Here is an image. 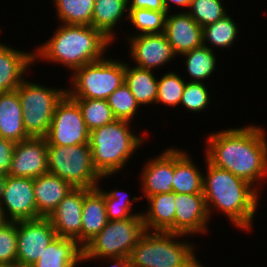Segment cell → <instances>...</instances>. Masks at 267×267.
Instances as JSON below:
<instances>
[{"label": "cell", "mask_w": 267, "mask_h": 267, "mask_svg": "<svg viewBox=\"0 0 267 267\" xmlns=\"http://www.w3.org/2000/svg\"><path fill=\"white\" fill-rule=\"evenodd\" d=\"M266 135V130L257 125L213 132L206 138V159L261 191L259 183L267 176Z\"/></svg>", "instance_id": "6da1fadb"}, {"label": "cell", "mask_w": 267, "mask_h": 267, "mask_svg": "<svg viewBox=\"0 0 267 267\" xmlns=\"http://www.w3.org/2000/svg\"><path fill=\"white\" fill-rule=\"evenodd\" d=\"M204 157L206 175H203V195L209 218L216 210L229 218L235 227L251 231L259 206V191L228 170L212 165Z\"/></svg>", "instance_id": "7a4b0ae2"}, {"label": "cell", "mask_w": 267, "mask_h": 267, "mask_svg": "<svg viewBox=\"0 0 267 267\" xmlns=\"http://www.w3.org/2000/svg\"><path fill=\"white\" fill-rule=\"evenodd\" d=\"M59 25L53 36L34 50V64L46 60L62 64L73 72L85 64L103 59L113 44L91 25Z\"/></svg>", "instance_id": "3957f363"}, {"label": "cell", "mask_w": 267, "mask_h": 267, "mask_svg": "<svg viewBox=\"0 0 267 267\" xmlns=\"http://www.w3.org/2000/svg\"><path fill=\"white\" fill-rule=\"evenodd\" d=\"M131 123L133 122L116 119L90 132L93 165L100 176L114 177L128 165L135 151L146 142L144 136L131 131Z\"/></svg>", "instance_id": "277c9868"}, {"label": "cell", "mask_w": 267, "mask_h": 267, "mask_svg": "<svg viewBox=\"0 0 267 267\" xmlns=\"http://www.w3.org/2000/svg\"><path fill=\"white\" fill-rule=\"evenodd\" d=\"M184 236L188 235L146 231L128 257L130 267H184L196 256L190 241H179Z\"/></svg>", "instance_id": "5b68a950"}, {"label": "cell", "mask_w": 267, "mask_h": 267, "mask_svg": "<svg viewBox=\"0 0 267 267\" xmlns=\"http://www.w3.org/2000/svg\"><path fill=\"white\" fill-rule=\"evenodd\" d=\"M119 60L104 57L74 70L71 86L66 88L67 95L70 98L107 100L125 80V62Z\"/></svg>", "instance_id": "8992f818"}, {"label": "cell", "mask_w": 267, "mask_h": 267, "mask_svg": "<svg viewBox=\"0 0 267 267\" xmlns=\"http://www.w3.org/2000/svg\"><path fill=\"white\" fill-rule=\"evenodd\" d=\"M146 232L143 216L125 220H108L105 227L82 247V261L129 257L134 246Z\"/></svg>", "instance_id": "52a82bcc"}, {"label": "cell", "mask_w": 267, "mask_h": 267, "mask_svg": "<svg viewBox=\"0 0 267 267\" xmlns=\"http://www.w3.org/2000/svg\"><path fill=\"white\" fill-rule=\"evenodd\" d=\"M48 173L67 181L73 188L94 189L99 181L110 176H100L96 171L90 144L47 147ZM102 179V180H101Z\"/></svg>", "instance_id": "ba28073f"}, {"label": "cell", "mask_w": 267, "mask_h": 267, "mask_svg": "<svg viewBox=\"0 0 267 267\" xmlns=\"http://www.w3.org/2000/svg\"><path fill=\"white\" fill-rule=\"evenodd\" d=\"M23 111V125L30 137H45L57 104L67 94L66 88L46 87L26 80L16 89Z\"/></svg>", "instance_id": "9c48e42d"}, {"label": "cell", "mask_w": 267, "mask_h": 267, "mask_svg": "<svg viewBox=\"0 0 267 267\" xmlns=\"http://www.w3.org/2000/svg\"><path fill=\"white\" fill-rule=\"evenodd\" d=\"M90 131L78 103L67 94L57 104L45 136L48 146L88 144Z\"/></svg>", "instance_id": "30bf717a"}, {"label": "cell", "mask_w": 267, "mask_h": 267, "mask_svg": "<svg viewBox=\"0 0 267 267\" xmlns=\"http://www.w3.org/2000/svg\"><path fill=\"white\" fill-rule=\"evenodd\" d=\"M57 237L47 217L17 221V257L20 267H31Z\"/></svg>", "instance_id": "8fae6325"}, {"label": "cell", "mask_w": 267, "mask_h": 267, "mask_svg": "<svg viewBox=\"0 0 267 267\" xmlns=\"http://www.w3.org/2000/svg\"><path fill=\"white\" fill-rule=\"evenodd\" d=\"M0 210L4 221L41 218L37 213L33 179L7 175Z\"/></svg>", "instance_id": "7c38bea8"}, {"label": "cell", "mask_w": 267, "mask_h": 267, "mask_svg": "<svg viewBox=\"0 0 267 267\" xmlns=\"http://www.w3.org/2000/svg\"><path fill=\"white\" fill-rule=\"evenodd\" d=\"M128 38L129 55L132 57L130 59L135 62L136 67L153 71L177 58L164 33L141 34Z\"/></svg>", "instance_id": "4fadbf2b"}, {"label": "cell", "mask_w": 267, "mask_h": 267, "mask_svg": "<svg viewBox=\"0 0 267 267\" xmlns=\"http://www.w3.org/2000/svg\"><path fill=\"white\" fill-rule=\"evenodd\" d=\"M45 137H30L15 144L9 176L35 179L48 173Z\"/></svg>", "instance_id": "5bb4252c"}, {"label": "cell", "mask_w": 267, "mask_h": 267, "mask_svg": "<svg viewBox=\"0 0 267 267\" xmlns=\"http://www.w3.org/2000/svg\"><path fill=\"white\" fill-rule=\"evenodd\" d=\"M175 207V233L188 237L206 234L211 218L203 194L175 193Z\"/></svg>", "instance_id": "9a60e30c"}, {"label": "cell", "mask_w": 267, "mask_h": 267, "mask_svg": "<svg viewBox=\"0 0 267 267\" xmlns=\"http://www.w3.org/2000/svg\"><path fill=\"white\" fill-rule=\"evenodd\" d=\"M83 202L84 188H73L47 217L57 236L73 239L80 246Z\"/></svg>", "instance_id": "2e32d148"}, {"label": "cell", "mask_w": 267, "mask_h": 267, "mask_svg": "<svg viewBox=\"0 0 267 267\" xmlns=\"http://www.w3.org/2000/svg\"><path fill=\"white\" fill-rule=\"evenodd\" d=\"M143 166L141 175V199L161 193L173 192L174 147L167 148L158 156L149 159Z\"/></svg>", "instance_id": "e0dca14e"}, {"label": "cell", "mask_w": 267, "mask_h": 267, "mask_svg": "<svg viewBox=\"0 0 267 267\" xmlns=\"http://www.w3.org/2000/svg\"><path fill=\"white\" fill-rule=\"evenodd\" d=\"M182 11L167 13L165 20L164 34L177 57L203 45L202 27Z\"/></svg>", "instance_id": "ac0fdd59"}, {"label": "cell", "mask_w": 267, "mask_h": 267, "mask_svg": "<svg viewBox=\"0 0 267 267\" xmlns=\"http://www.w3.org/2000/svg\"><path fill=\"white\" fill-rule=\"evenodd\" d=\"M34 51H22L0 42V93L16 90L34 65Z\"/></svg>", "instance_id": "d6986e66"}, {"label": "cell", "mask_w": 267, "mask_h": 267, "mask_svg": "<svg viewBox=\"0 0 267 267\" xmlns=\"http://www.w3.org/2000/svg\"><path fill=\"white\" fill-rule=\"evenodd\" d=\"M81 222V247H83L100 233L108 222L104 193L100 185L94 189L84 188Z\"/></svg>", "instance_id": "ffe728a7"}, {"label": "cell", "mask_w": 267, "mask_h": 267, "mask_svg": "<svg viewBox=\"0 0 267 267\" xmlns=\"http://www.w3.org/2000/svg\"><path fill=\"white\" fill-rule=\"evenodd\" d=\"M33 185L37 213L41 217H48L73 189L67 181L50 173L33 179Z\"/></svg>", "instance_id": "44dd1931"}, {"label": "cell", "mask_w": 267, "mask_h": 267, "mask_svg": "<svg viewBox=\"0 0 267 267\" xmlns=\"http://www.w3.org/2000/svg\"><path fill=\"white\" fill-rule=\"evenodd\" d=\"M146 201L149 205L145 212H142L146 231L175 233V193L156 194L148 197Z\"/></svg>", "instance_id": "7402d4cb"}, {"label": "cell", "mask_w": 267, "mask_h": 267, "mask_svg": "<svg viewBox=\"0 0 267 267\" xmlns=\"http://www.w3.org/2000/svg\"><path fill=\"white\" fill-rule=\"evenodd\" d=\"M23 111L16 90L0 93V137L18 143L30 138L23 125Z\"/></svg>", "instance_id": "603a6c76"}, {"label": "cell", "mask_w": 267, "mask_h": 267, "mask_svg": "<svg viewBox=\"0 0 267 267\" xmlns=\"http://www.w3.org/2000/svg\"><path fill=\"white\" fill-rule=\"evenodd\" d=\"M191 154L174 148V175L172 189L174 193L203 194V175L192 160Z\"/></svg>", "instance_id": "cb8c5ba5"}, {"label": "cell", "mask_w": 267, "mask_h": 267, "mask_svg": "<svg viewBox=\"0 0 267 267\" xmlns=\"http://www.w3.org/2000/svg\"><path fill=\"white\" fill-rule=\"evenodd\" d=\"M80 262L82 247L73 239L57 236L31 267H78Z\"/></svg>", "instance_id": "d4e9b609"}, {"label": "cell", "mask_w": 267, "mask_h": 267, "mask_svg": "<svg viewBox=\"0 0 267 267\" xmlns=\"http://www.w3.org/2000/svg\"><path fill=\"white\" fill-rule=\"evenodd\" d=\"M125 62V80L132 95L140 106L156 104L158 78L152 70L130 66Z\"/></svg>", "instance_id": "484cf974"}, {"label": "cell", "mask_w": 267, "mask_h": 267, "mask_svg": "<svg viewBox=\"0 0 267 267\" xmlns=\"http://www.w3.org/2000/svg\"><path fill=\"white\" fill-rule=\"evenodd\" d=\"M125 12H129L128 0H95L92 26L114 42L116 39L114 29L117 23L125 16L128 19V14Z\"/></svg>", "instance_id": "4316f807"}, {"label": "cell", "mask_w": 267, "mask_h": 267, "mask_svg": "<svg viewBox=\"0 0 267 267\" xmlns=\"http://www.w3.org/2000/svg\"><path fill=\"white\" fill-rule=\"evenodd\" d=\"M180 56L185 58V69H187L188 74L192 77V79L188 80L189 82H206L205 80L212 76L217 67L215 50H211L204 45L185 52Z\"/></svg>", "instance_id": "83f0119b"}, {"label": "cell", "mask_w": 267, "mask_h": 267, "mask_svg": "<svg viewBox=\"0 0 267 267\" xmlns=\"http://www.w3.org/2000/svg\"><path fill=\"white\" fill-rule=\"evenodd\" d=\"M59 24L91 25L95 0H53Z\"/></svg>", "instance_id": "f1b7e54d"}, {"label": "cell", "mask_w": 267, "mask_h": 267, "mask_svg": "<svg viewBox=\"0 0 267 267\" xmlns=\"http://www.w3.org/2000/svg\"><path fill=\"white\" fill-rule=\"evenodd\" d=\"M238 28L235 20L227 14L215 23L202 28L203 45L211 50H213L214 47L228 49L233 45L235 39H237L239 33ZM207 43L211 45L208 46Z\"/></svg>", "instance_id": "f546056e"}, {"label": "cell", "mask_w": 267, "mask_h": 267, "mask_svg": "<svg viewBox=\"0 0 267 267\" xmlns=\"http://www.w3.org/2000/svg\"><path fill=\"white\" fill-rule=\"evenodd\" d=\"M72 99L78 103L83 119L90 132L116 120L107 100L86 98Z\"/></svg>", "instance_id": "4dcf8cb0"}, {"label": "cell", "mask_w": 267, "mask_h": 267, "mask_svg": "<svg viewBox=\"0 0 267 267\" xmlns=\"http://www.w3.org/2000/svg\"><path fill=\"white\" fill-rule=\"evenodd\" d=\"M123 191L119 189H112L111 191L102 189L107 219L110 221L125 220L132 216H142V212L131 213V210H134L132 209L133 201H139L138 199H141V197L134 196L131 201L127 192Z\"/></svg>", "instance_id": "1f68e13d"}, {"label": "cell", "mask_w": 267, "mask_h": 267, "mask_svg": "<svg viewBox=\"0 0 267 267\" xmlns=\"http://www.w3.org/2000/svg\"><path fill=\"white\" fill-rule=\"evenodd\" d=\"M128 20L140 32L131 36L152 33H164L167 12H158L149 9H128Z\"/></svg>", "instance_id": "d6a6232c"}, {"label": "cell", "mask_w": 267, "mask_h": 267, "mask_svg": "<svg viewBox=\"0 0 267 267\" xmlns=\"http://www.w3.org/2000/svg\"><path fill=\"white\" fill-rule=\"evenodd\" d=\"M107 102L118 120L132 122L140 108L125 82L107 98Z\"/></svg>", "instance_id": "836d02e7"}, {"label": "cell", "mask_w": 267, "mask_h": 267, "mask_svg": "<svg viewBox=\"0 0 267 267\" xmlns=\"http://www.w3.org/2000/svg\"><path fill=\"white\" fill-rule=\"evenodd\" d=\"M186 81L175 72H167L158 78V95L156 104L166 107H177L180 105L182 93Z\"/></svg>", "instance_id": "e575fe53"}, {"label": "cell", "mask_w": 267, "mask_h": 267, "mask_svg": "<svg viewBox=\"0 0 267 267\" xmlns=\"http://www.w3.org/2000/svg\"><path fill=\"white\" fill-rule=\"evenodd\" d=\"M222 0H191L189 11L185 10L202 28L225 17Z\"/></svg>", "instance_id": "d590c367"}, {"label": "cell", "mask_w": 267, "mask_h": 267, "mask_svg": "<svg viewBox=\"0 0 267 267\" xmlns=\"http://www.w3.org/2000/svg\"><path fill=\"white\" fill-rule=\"evenodd\" d=\"M204 82H186L181 98V106L189 112H203L208 108L211 97Z\"/></svg>", "instance_id": "8d00e7d4"}, {"label": "cell", "mask_w": 267, "mask_h": 267, "mask_svg": "<svg viewBox=\"0 0 267 267\" xmlns=\"http://www.w3.org/2000/svg\"><path fill=\"white\" fill-rule=\"evenodd\" d=\"M17 222L3 221L0 224V264H16Z\"/></svg>", "instance_id": "74e56055"}, {"label": "cell", "mask_w": 267, "mask_h": 267, "mask_svg": "<svg viewBox=\"0 0 267 267\" xmlns=\"http://www.w3.org/2000/svg\"><path fill=\"white\" fill-rule=\"evenodd\" d=\"M15 142L0 137V174L7 176L12 161Z\"/></svg>", "instance_id": "f35d334b"}, {"label": "cell", "mask_w": 267, "mask_h": 267, "mask_svg": "<svg viewBox=\"0 0 267 267\" xmlns=\"http://www.w3.org/2000/svg\"><path fill=\"white\" fill-rule=\"evenodd\" d=\"M128 9H149L167 12L162 0H128Z\"/></svg>", "instance_id": "ab89813d"}, {"label": "cell", "mask_w": 267, "mask_h": 267, "mask_svg": "<svg viewBox=\"0 0 267 267\" xmlns=\"http://www.w3.org/2000/svg\"><path fill=\"white\" fill-rule=\"evenodd\" d=\"M165 9L167 11V13L171 12V7L174 4L175 6L177 5L178 7H188L187 9H189L190 4H191V0H162ZM171 3V4H170ZM171 6V7H170Z\"/></svg>", "instance_id": "60d3db41"}, {"label": "cell", "mask_w": 267, "mask_h": 267, "mask_svg": "<svg viewBox=\"0 0 267 267\" xmlns=\"http://www.w3.org/2000/svg\"><path fill=\"white\" fill-rule=\"evenodd\" d=\"M105 260H109L111 262V266L109 267H130L128 262V257H113V258H103Z\"/></svg>", "instance_id": "b9f144b4"}, {"label": "cell", "mask_w": 267, "mask_h": 267, "mask_svg": "<svg viewBox=\"0 0 267 267\" xmlns=\"http://www.w3.org/2000/svg\"><path fill=\"white\" fill-rule=\"evenodd\" d=\"M184 267H205L202 263L198 260L197 256H195L188 264Z\"/></svg>", "instance_id": "7bdbcfd3"}, {"label": "cell", "mask_w": 267, "mask_h": 267, "mask_svg": "<svg viewBox=\"0 0 267 267\" xmlns=\"http://www.w3.org/2000/svg\"><path fill=\"white\" fill-rule=\"evenodd\" d=\"M5 183H6V176L0 174V203L4 193Z\"/></svg>", "instance_id": "ee69618b"}, {"label": "cell", "mask_w": 267, "mask_h": 267, "mask_svg": "<svg viewBox=\"0 0 267 267\" xmlns=\"http://www.w3.org/2000/svg\"><path fill=\"white\" fill-rule=\"evenodd\" d=\"M0 267H20L17 264H0Z\"/></svg>", "instance_id": "f6af8a7d"}, {"label": "cell", "mask_w": 267, "mask_h": 267, "mask_svg": "<svg viewBox=\"0 0 267 267\" xmlns=\"http://www.w3.org/2000/svg\"><path fill=\"white\" fill-rule=\"evenodd\" d=\"M4 221L2 214H1V210H0V224Z\"/></svg>", "instance_id": "bcb514c9"}]
</instances>
